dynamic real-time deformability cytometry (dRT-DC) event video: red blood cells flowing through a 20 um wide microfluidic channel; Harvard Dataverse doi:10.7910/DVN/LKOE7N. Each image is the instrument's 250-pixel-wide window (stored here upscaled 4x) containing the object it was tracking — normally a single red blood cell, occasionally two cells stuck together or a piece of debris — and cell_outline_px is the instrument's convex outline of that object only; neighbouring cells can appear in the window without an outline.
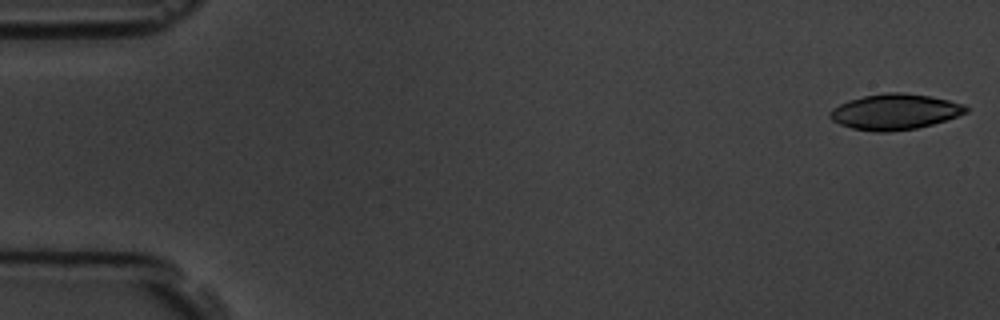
{"species": "common noctule bat (a hibernating species)", "species_latin": "Nyctalus noctula", "temperature_condition": "room temperature", "stored_images_in_passage": 4, "camera_frame_rate_fps": 3000, "um_per_image_px": 0.085, "animal": {"sex": "male", "body_mass_g": 19.5, "forearm_length_mm": 54.6}, "frame": {"image": 1, "passage_image": 1, "time_ms": 0.0, "image_size_px": [1000, 320], "cell_outline_px": [[968, 112], [932, 124], [916, 128], [888, 132], [876, 132], [852, 128], [840, 124], [832, 120], [828, 116], [828, 112], [832, 108], [848, 100], [864, 96], [888, 92], [900, 92], [928, 96], [948, 100], [964, 104], [968, 108]], "centroid_in_image_um": [76.03, 9.5], "position_along_channel_um": 9.0, "area_um2": 28.09}}
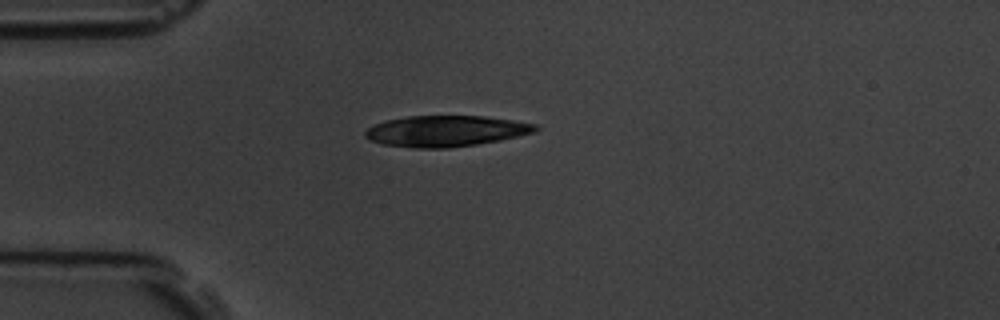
{"frame": {"image": 2, "passage_image": 4, "time_ms": 4.333, "image_size_px": [1000, 320], "cell_outline_px": [[540, 128], [536, 132], [500, 140], [476, 144], [448, 148], [412, 148], [384, 144], [372, 140], [364, 136], [364, 132], [368, 128], [376, 124], [388, 120], [408, 116], [484, 116], [540, 124]], "centroid_in_image_um": [37.95, 11.14], "position_along_channel_um": 47.0, "area_um2": 30.69}}